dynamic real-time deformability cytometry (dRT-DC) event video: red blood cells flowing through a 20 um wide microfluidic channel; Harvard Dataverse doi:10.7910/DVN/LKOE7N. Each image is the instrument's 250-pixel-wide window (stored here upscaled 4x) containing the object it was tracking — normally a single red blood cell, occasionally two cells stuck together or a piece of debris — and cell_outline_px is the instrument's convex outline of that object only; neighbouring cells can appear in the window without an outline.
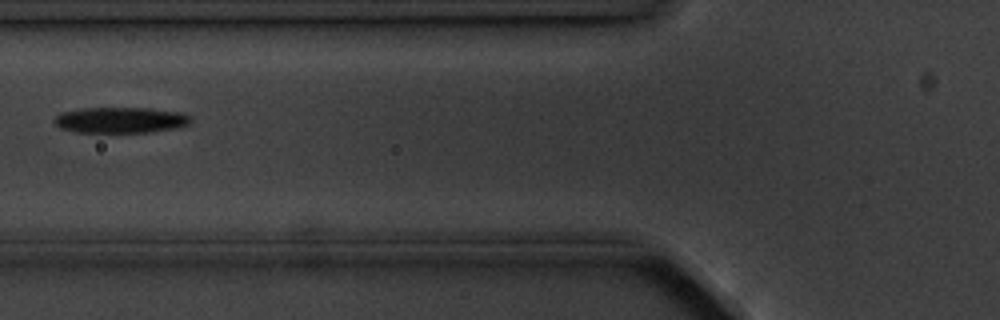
{"species": "common noctule bat (a hibernating species)", "species_latin": "Nyctalus noctula", "temperature_condition": "cold", "stored_images_in_passage": 9, "camera_frame_rate_fps": 3000, "um_per_image_px": 0.085, "animal": {"sex": "male", "body_mass_g": 20.1, "forearm_length_mm": 53.5}, "frame": {"image": 1, "passage_image": 6, "time_ms": 5.667, "image_size_px": [1000, 320], "cell_outline_px": [[192, 120], [188, 124], [176, 128], [148, 132], [76, 132], [60, 128], [52, 120], [60, 112], [84, 108], [152, 108], [184, 112], [192, 116]], "centroid_in_image_um": [10.28, 10.19], "position_along_channel_um": 115.5, "area_um2": 20.75}}